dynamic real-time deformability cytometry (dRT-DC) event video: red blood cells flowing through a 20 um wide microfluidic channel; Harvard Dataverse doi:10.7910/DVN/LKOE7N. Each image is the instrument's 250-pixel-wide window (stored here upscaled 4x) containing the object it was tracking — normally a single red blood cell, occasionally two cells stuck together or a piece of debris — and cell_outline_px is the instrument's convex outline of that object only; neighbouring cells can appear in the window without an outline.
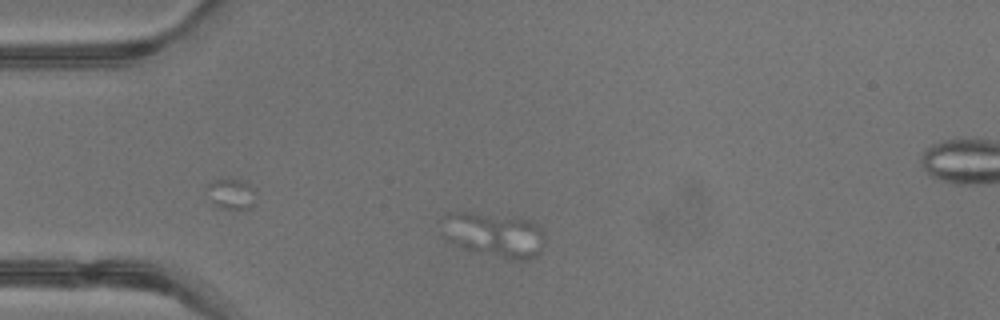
{"species": "common noctule bat (a hibernating species)", "species_latin": "Nyctalus noctula", "temperature_condition": "warm", "stored_images_in_passage": 14, "camera_frame_rate_fps": 3000, "um_per_image_px": 0.085, "animal": {"sex": "male", "body_mass_g": 13.3}, "frame": {"image": 1, "passage_image": 4, "time_ms": 1.0, "image_size_px": [1000, 320], "cell_outline_px": [[544, 248], [536, 256], [524, 260], [512, 260], [476, 252], [452, 244], [440, 236], [444, 216], [448, 212], [472, 212], [532, 220], [536, 224], [540, 232]], "centroid_in_image_um": [41.92, 19.96], "position_along_channel_um": 43.1, "area_um2": 26.82}}